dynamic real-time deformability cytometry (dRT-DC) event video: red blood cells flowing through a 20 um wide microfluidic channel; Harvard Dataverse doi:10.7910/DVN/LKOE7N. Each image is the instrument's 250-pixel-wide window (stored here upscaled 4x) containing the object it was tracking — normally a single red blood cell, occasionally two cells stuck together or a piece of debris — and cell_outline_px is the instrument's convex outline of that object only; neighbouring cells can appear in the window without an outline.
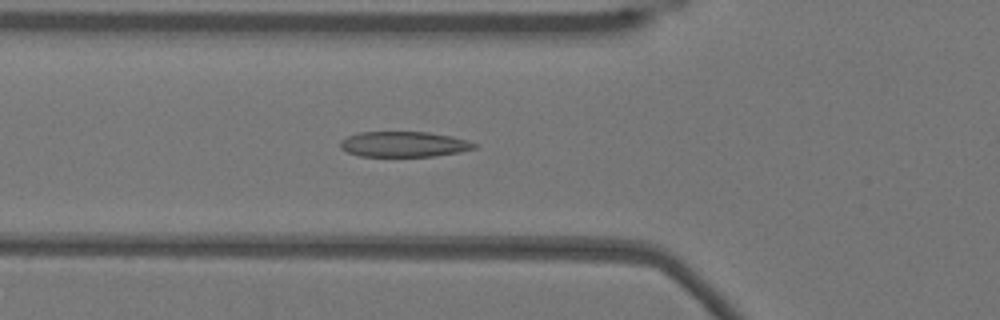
{"species": "Egyptian fruit bat (a non-hibernating species)", "species_latin": "Rousettus aegyptiacus", "temperature_condition": "warm", "stored_images_in_passage": 53, "camera_frame_rate_fps": 3000, "um_per_image_px": 0.085, "animal": {"sex": "female"}, "frame": {"image": 1, "passage_image": 18, "time_ms": 5.667, "image_size_px": [1000, 320], "cell_outline_px": [[476, 148], [460, 152], [436, 156], [360, 156], [348, 152], [340, 148], [340, 140], [348, 136], [360, 132], [428, 132], [452, 136], [468, 140], [476, 144]], "centroid_in_image_um": [34.34, 12.26], "position_along_channel_um": 91.5, "area_um2": 19.88}}
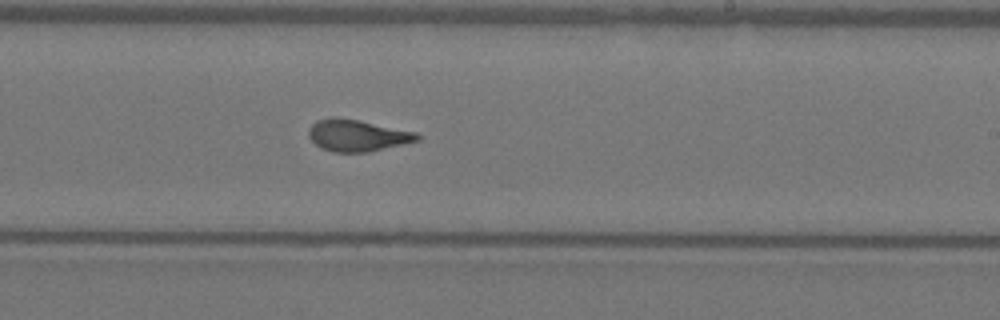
{"frame": {"image": 2, "passage_image": 31, "time_ms": 10.0, "image_size_px": [1000, 320], "cell_outline_px": [[420, 140], [404, 144], [368, 152], [332, 152], [320, 148], [308, 136], [308, 132], [312, 124], [316, 120], [332, 116], [356, 120], [416, 132], [420, 136]], "centroid_in_image_um": [30.34, 11.52], "position_along_channel_um": 258.7, "area_um2": 19.94}}
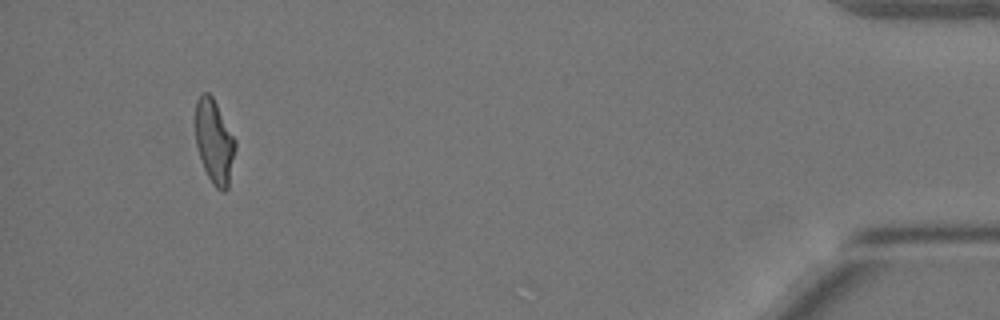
{"frame": {"image": 3, "passage_image": 49, "time_ms": 16.0, "image_size_px": [1000, 320], "cell_outline_px": [[236, 148], [228, 188], [224, 192], [216, 188], [212, 184], [204, 168], [196, 144], [196, 100], [204, 92], [208, 92], [212, 96], [236, 140]], "centroid_in_image_um": [18.23, 12.06], "position_along_channel_um": 417.0, "area_um2": 19.36}, "authors_computed_cell_mechanics": {"area_um2": 20.1144, "velocity_mm_per_s": 3.841, "shape_relaxation_time_tau1_ms": 8.1092, "shape_relaxation_time_tau2_ms": 0.6612, "deformation_change_tau1": 0.2493, "deformation_change_tau2": 0.0811}}